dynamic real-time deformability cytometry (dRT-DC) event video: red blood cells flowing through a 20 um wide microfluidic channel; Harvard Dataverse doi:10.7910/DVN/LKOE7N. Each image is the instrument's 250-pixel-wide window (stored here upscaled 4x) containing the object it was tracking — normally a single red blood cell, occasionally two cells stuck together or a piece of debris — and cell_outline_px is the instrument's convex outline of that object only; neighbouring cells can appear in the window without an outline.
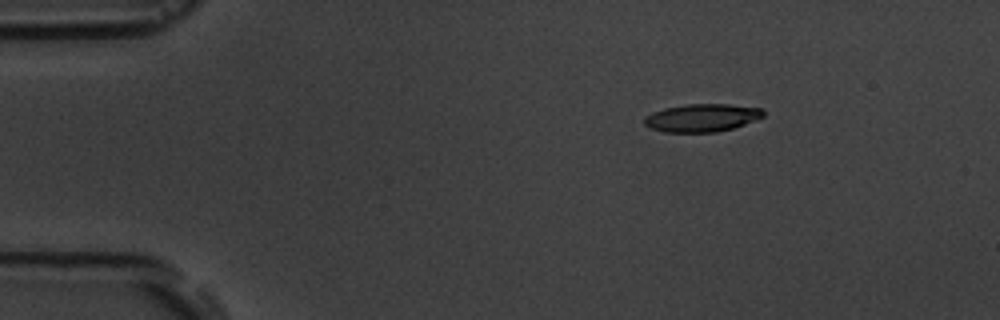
{"species": "common noctule bat (a hibernating species)", "species_latin": "Nyctalus noctula", "temperature_condition": "room temperature", "stored_images_in_passage": 5, "camera_frame_rate_fps": 3000, "um_per_image_px": 0.085, "animal": {"sex": "male", "body_mass_g": 19.5, "forearm_length_mm": 54.6}, "frame": {"image": 1, "passage_image": 2, "time_ms": 1.333, "image_size_px": [1000, 320], "cell_outline_px": [[764, 116], [744, 124], [732, 128], [716, 132], [664, 132], [652, 128], [644, 124], [644, 116], [652, 112], [664, 108], [684, 104], [728, 104], [764, 108]], "centroid_in_image_um": [59.65, 10.0], "position_along_channel_um": 25.3, "area_um2": 19.36}}
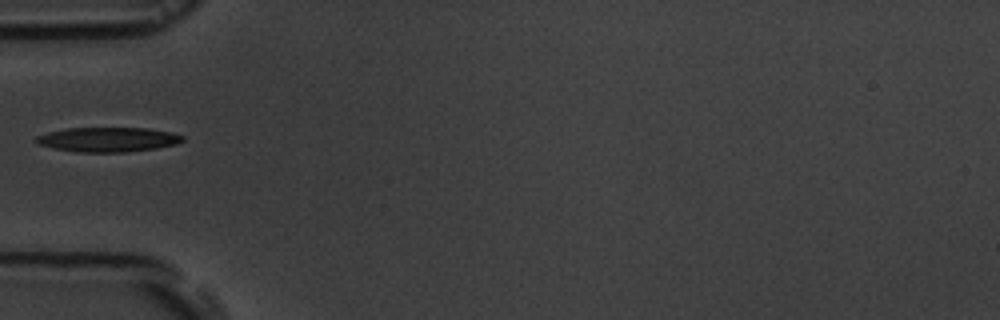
{"frame": {"image": 2, "passage_image": 5, "time_ms": 4.667, "image_size_px": [1000, 320], "cell_outline_px": [[184, 140], [176, 144], [156, 148], [128, 152], [76, 152], [52, 148], [36, 144], [32, 140], [36, 136], [48, 132], [68, 128], [148, 128], [172, 132], [184, 136]], "centroid_in_image_um": [9.14, 11.86], "position_along_channel_um": 75.9, "area_um2": 21.21}}